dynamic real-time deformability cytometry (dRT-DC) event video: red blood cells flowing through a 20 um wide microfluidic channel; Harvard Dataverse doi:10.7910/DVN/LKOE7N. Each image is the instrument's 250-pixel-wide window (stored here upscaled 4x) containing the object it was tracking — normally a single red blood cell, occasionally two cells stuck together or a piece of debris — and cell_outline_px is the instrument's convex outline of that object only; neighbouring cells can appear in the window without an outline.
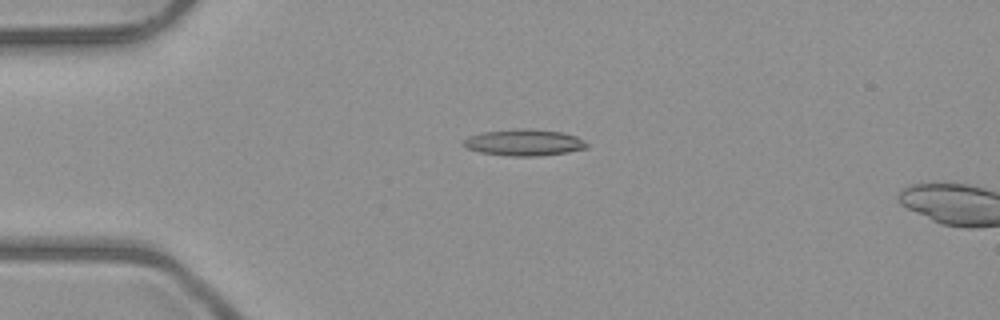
{"species": "common noctule bat (a hibernating species)", "species_latin": "Nyctalus noctula", "temperature_condition": "room temperature", "stored_images_in_passage": 2, "camera_frame_rate_fps": 3000, "um_per_image_px": 0.085, "animal": {"sex": "male", "body_mass_g": 23.1, "forearm_length_mm": 52.7}, "frame": {"image": 1, "passage_image": 1, "time_ms": 0.0, "image_size_px": [1000, 320], "cell_outline_px": [[588, 148], [568, 152], [540, 156], [508, 156], [480, 152], [468, 148], [460, 144], [468, 136], [480, 132], [520, 128], [532, 128], [564, 132], [576, 136], [584, 140], [588, 144]], "centroid_in_image_um": [44.56, 12.1], "position_along_channel_um": 40.4, "area_um2": 19.36}}